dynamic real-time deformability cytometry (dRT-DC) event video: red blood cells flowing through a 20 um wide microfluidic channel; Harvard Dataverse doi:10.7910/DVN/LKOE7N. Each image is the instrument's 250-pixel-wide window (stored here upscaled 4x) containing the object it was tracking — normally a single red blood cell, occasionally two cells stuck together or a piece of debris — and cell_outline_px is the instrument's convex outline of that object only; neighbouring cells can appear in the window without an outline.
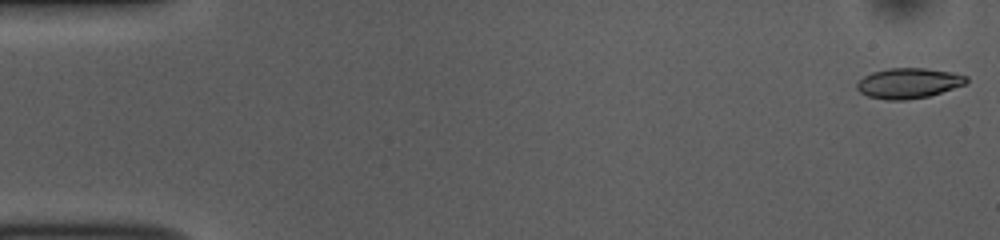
{"species": "common noctule bat (a hibernating species)", "species_latin": "Nyctalus noctula", "temperature_condition": "room temperature", "stored_images_in_passage": 6, "camera_frame_rate_fps": 3000, "um_per_image_px": 0.085, "animal": {"sex": "female", "body_mass_g": 10.0, "forearm_length_mm": 53.1}, "frame": {"image": 1, "passage_image": 1, "time_ms": 0.0, "image_size_px": [1000, 240], "cell_outline_px": [[968, 80], [964, 84], [928, 96], [904, 100], [888, 100], [868, 96], [860, 92], [856, 88], [856, 84], [864, 76], [872, 72], [888, 68], [924, 68], [952, 72], [968, 76]], "centroid_in_image_um": [77.2, 7.06], "position_along_channel_um": 7.8, "area_um2": 19.13}}